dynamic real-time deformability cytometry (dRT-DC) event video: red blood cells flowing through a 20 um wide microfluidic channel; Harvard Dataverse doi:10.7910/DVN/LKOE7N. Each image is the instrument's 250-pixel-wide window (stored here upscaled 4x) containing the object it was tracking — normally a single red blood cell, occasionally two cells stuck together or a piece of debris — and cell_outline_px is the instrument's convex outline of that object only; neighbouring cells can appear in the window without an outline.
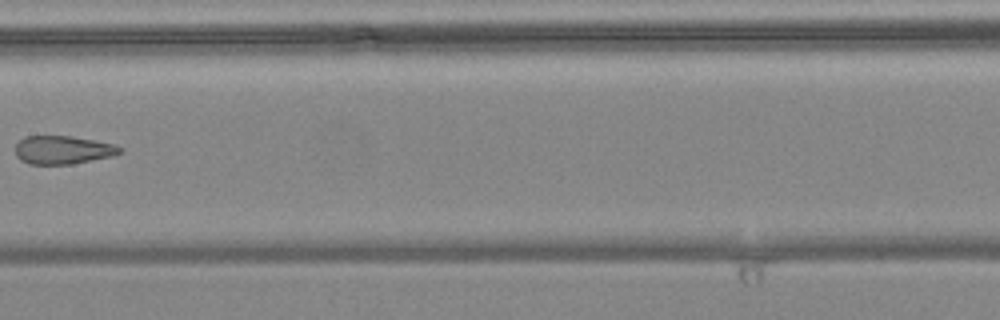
{"species": "common noctule bat (a hibernating species)", "species_latin": "Nyctalus noctula", "temperature_condition": "warm", "stored_images_in_passage": 7, "camera_frame_rate_fps": 3000, "um_per_image_px": 0.085, "animal": {"sex": "female", "body_mass_g": 24.6, "forearm_length_mm": 56.2}, "frame": {"image": 1, "passage_image": 7, "time_ms": 2.0, "image_size_px": [1000, 320], "cell_outline_px": [[124, 152], [112, 156], [72, 164], [28, 164], [20, 160], [16, 156], [16, 144], [24, 136], [72, 136], [112, 144], [124, 148]], "centroid_in_image_um": [5.34, 12.75], "position_along_channel_um": 202.1, "area_um2": 17.28}}